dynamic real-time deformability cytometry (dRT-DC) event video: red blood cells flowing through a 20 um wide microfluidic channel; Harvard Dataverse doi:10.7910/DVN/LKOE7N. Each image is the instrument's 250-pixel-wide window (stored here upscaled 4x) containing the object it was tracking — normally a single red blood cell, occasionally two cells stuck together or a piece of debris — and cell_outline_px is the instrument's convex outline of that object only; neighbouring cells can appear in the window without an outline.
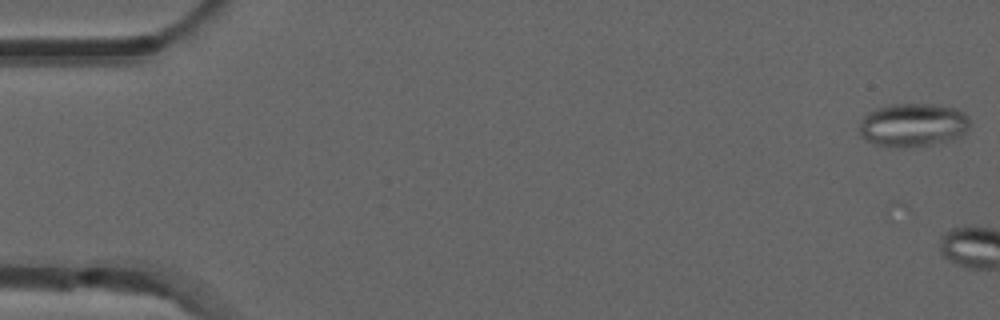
{"species": "common noctule bat (a hibernating species)", "species_latin": "Nyctalus noctula", "temperature_condition": "room temperature", "stored_images_in_passage": 7, "camera_frame_rate_fps": 3000, "um_per_image_px": 0.085, "animal": {"sex": "male", "forearm_length_mm": 52.5}, "frame": {"image": 1, "passage_image": 1, "time_ms": 0.0, "image_size_px": [1000, 320], "cell_outline_px": [[968, 128], [960, 136], [952, 140], [904, 148], [896, 148], [876, 144], [860, 136], [860, 120], [868, 112], [876, 108], [892, 104], [940, 104], [956, 108], [964, 112], [968, 116]], "centroid_in_image_um": [77.6, 10.61], "position_along_channel_um": 7.4, "area_um2": 28.09}}